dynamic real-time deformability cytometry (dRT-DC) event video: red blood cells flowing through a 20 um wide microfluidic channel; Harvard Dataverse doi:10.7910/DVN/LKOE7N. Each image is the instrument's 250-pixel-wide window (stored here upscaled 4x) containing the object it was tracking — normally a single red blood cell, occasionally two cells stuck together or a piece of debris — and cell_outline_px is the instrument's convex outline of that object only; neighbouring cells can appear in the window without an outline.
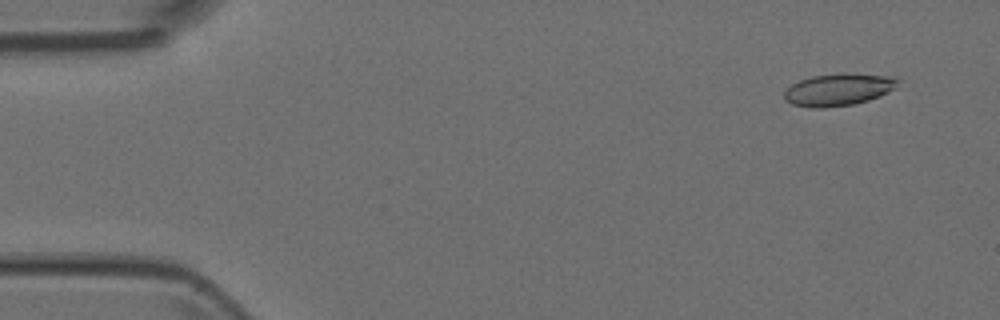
{"species": "Egyptian fruit bat (a non-hibernating species)", "species_latin": "Rousettus aegyptiacus", "temperature_condition": "room temperature", "stored_images_in_passage": 5, "camera_frame_rate_fps": 3000, "um_per_image_px": 0.085, "animal": {"sex": "female"}, "frame": {"image": 1, "passage_image": 2, "time_ms": 0.333, "image_size_px": [1000, 320], "cell_outline_px": [[900, 80], [896, 88], [880, 96], [868, 100], [852, 104], [820, 108], [812, 108], [792, 104], [784, 100], [784, 92], [792, 84], [800, 80], [812, 76], [840, 72], [896, 76]], "centroid_in_image_um": [71.3, 7.59], "position_along_channel_um": 13.7, "area_um2": 21.56}}
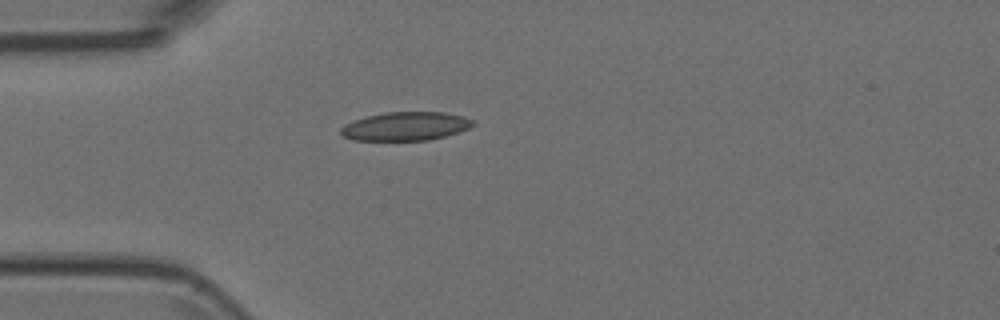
{"frame": {"image": 2, "passage_image": 5, "time_ms": 1.333, "image_size_px": [1000, 320], "cell_outline_px": [[476, 124], [468, 128], [444, 136], [428, 140], [352, 140], [340, 136], [340, 128], [344, 124], [368, 116], [384, 112], [444, 112], [464, 116], [472, 120]], "centroid_in_image_um": [34.44, 10.73], "position_along_channel_um": 50.6, "area_um2": 21.96}}